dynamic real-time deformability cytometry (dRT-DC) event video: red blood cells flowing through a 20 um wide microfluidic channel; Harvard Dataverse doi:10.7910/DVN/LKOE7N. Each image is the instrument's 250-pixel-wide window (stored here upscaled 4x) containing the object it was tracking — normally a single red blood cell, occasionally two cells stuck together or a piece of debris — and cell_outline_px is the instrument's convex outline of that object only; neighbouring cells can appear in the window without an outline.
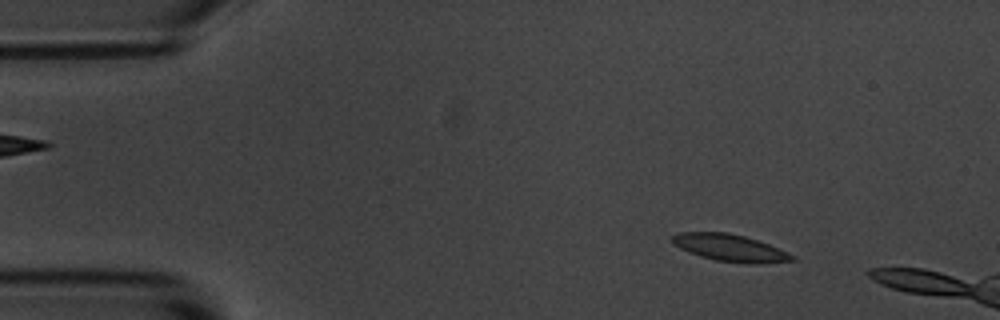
{"species": "common noctule bat (a hibernating species)", "species_latin": "Nyctalus noctula", "temperature_condition": "room temperature", "stored_images_in_passage": 13, "camera_frame_rate_fps": 3000, "um_per_image_px": 0.085, "animal": {"sex": "male", "body_mass_g": 20.1, "forearm_length_mm": 53.5}, "frame": {"image": 1, "passage_image": 8, "time_ms": 2.333, "image_size_px": [1000, 320], "cell_outline_px": [[796, 260], [756, 264], [752, 264], [716, 260], [700, 256], [688, 252], [672, 244], [668, 240], [672, 236], [680, 232], [728, 232], [744, 236], [768, 244], [788, 252], [796, 256]], "centroid_in_image_um": [62.02, 21.06], "position_along_channel_um": 23.0, "area_um2": 18.96}}